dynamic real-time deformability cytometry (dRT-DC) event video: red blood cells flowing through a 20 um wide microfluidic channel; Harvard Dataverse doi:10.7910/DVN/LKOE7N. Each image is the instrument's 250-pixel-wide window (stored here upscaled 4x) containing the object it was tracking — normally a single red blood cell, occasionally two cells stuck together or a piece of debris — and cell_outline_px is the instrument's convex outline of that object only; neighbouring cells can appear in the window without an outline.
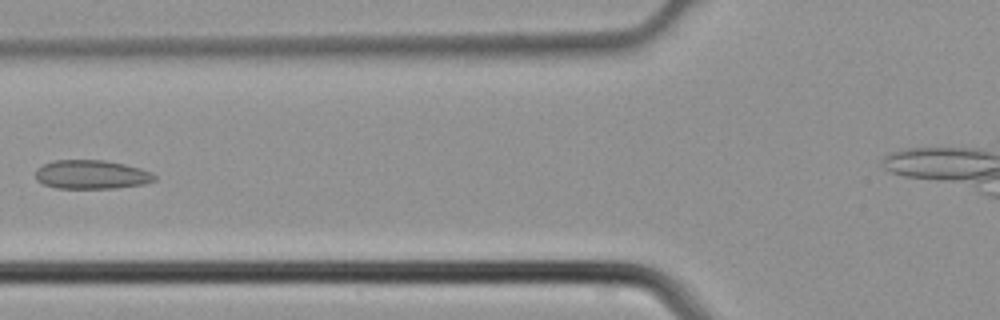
{"species": "common noctule bat (a hibernating species)", "species_latin": "Nyctalus noctula", "temperature_condition": "cold", "stored_images_in_passage": 4, "camera_frame_rate_fps": 3000, "um_per_image_px": 0.085, "animal": {"sex": "male", "body_mass_g": 21.5, "forearm_length_mm": 52.0}, "frame": {"image": 1, "passage_image": 3, "time_ms": 0.667, "image_size_px": [1000, 320], "cell_outline_px": [[156, 180], [144, 184], [116, 188], [56, 188], [44, 184], [36, 180], [36, 168], [52, 160], [104, 160], [124, 164], [140, 168], [152, 172], [156, 176]], "centroid_in_image_um": [7.78, 14.83], "position_along_channel_um": 118.0, "area_um2": 20.11}}